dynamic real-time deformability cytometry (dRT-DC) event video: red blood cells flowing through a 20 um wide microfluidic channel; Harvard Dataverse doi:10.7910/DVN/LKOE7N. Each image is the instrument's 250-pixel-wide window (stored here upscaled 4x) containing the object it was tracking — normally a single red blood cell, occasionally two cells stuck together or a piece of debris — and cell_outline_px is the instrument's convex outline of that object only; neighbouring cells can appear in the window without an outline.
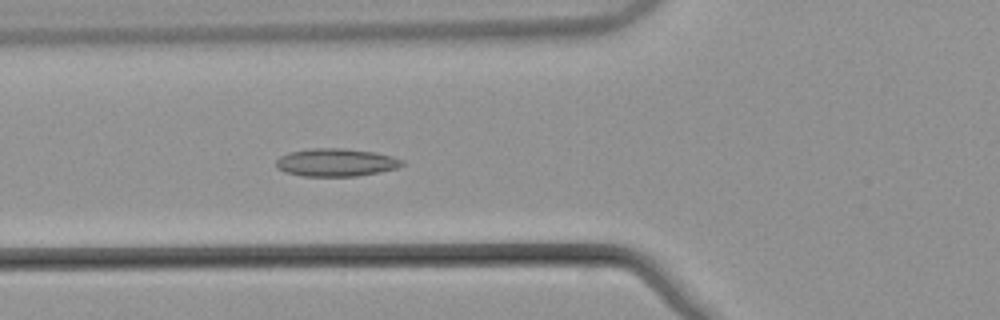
{"species": "common noctule bat (a hibernating species)", "species_latin": "Nyctalus noctula", "temperature_condition": "warm", "stored_images_in_passage": 41, "camera_frame_rate_fps": 3000, "um_per_image_px": 0.085, "animal": {"sex": "male", "body_mass_g": 21.5, "forearm_length_mm": 52.0}, "frame": {"image": 1, "passage_image": 11, "time_ms": 3.333, "image_size_px": [1000, 320], "cell_outline_px": [[404, 164], [396, 168], [380, 172], [356, 176], [304, 176], [284, 172], [276, 168], [276, 160], [280, 156], [288, 152], [308, 148], [340, 148], [372, 152], [392, 156], [404, 160]], "centroid_in_image_um": [28.52, 13.81], "position_along_channel_um": 97.3, "area_um2": 20.52}}
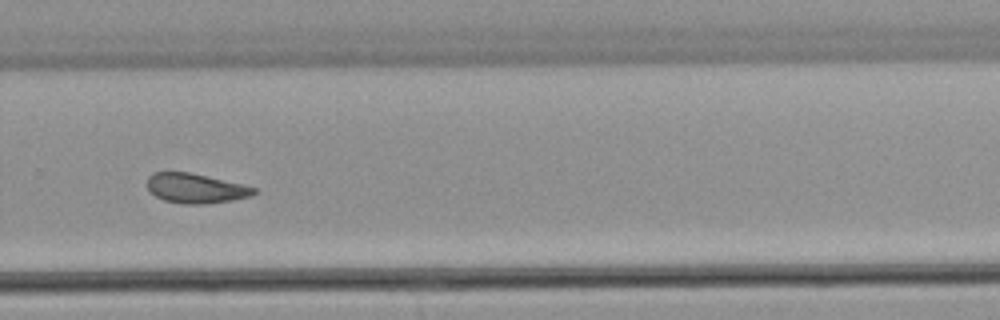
{"frame": {"image": 2, "passage_image": 28, "time_ms": 9.0, "image_size_px": [1000, 320], "cell_outline_px": [[256, 192], [252, 196], [232, 200], [204, 204], [184, 204], [164, 200], [156, 196], [148, 188], [148, 176], [152, 172], [188, 172], [244, 184], [256, 188]], "centroid_in_image_um": [16.65, 16.0], "position_along_channel_um": 313.2, "area_um2": 18.38}}
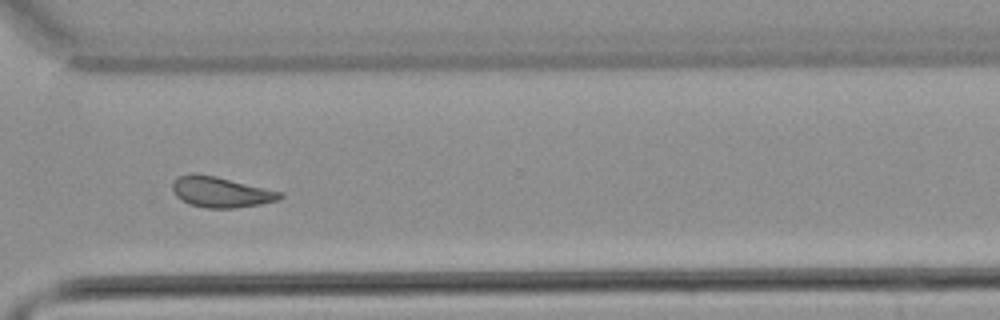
{"frame": {"image": 3, "passage_image": 31, "time_ms": 10.0, "image_size_px": [1000, 320], "cell_outline_px": [[284, 196], [280, 200], [260, 204], [236, 208], [208, 208], [188, 204], [180, 200], [176, 196], [172, 188], [172, 184], [180, 176], [192, 172], [216, 176], [284, 192]], "centroid_in_image_um": [18.8, 16.32], "position_along_channel_um": 351.8, "area_um2": 19.36}, "authors_computed_cell_mechanics": {"area_um2": 19.363, "velocity_mm_per_s": 3.8155, "shape_relaxation_time_tau1_ms": null, "shape_relaxation_time_tau2_ms": 6.5188, "deformation_change_tau1": null, "deformation_change_tau2": 0.1466}}